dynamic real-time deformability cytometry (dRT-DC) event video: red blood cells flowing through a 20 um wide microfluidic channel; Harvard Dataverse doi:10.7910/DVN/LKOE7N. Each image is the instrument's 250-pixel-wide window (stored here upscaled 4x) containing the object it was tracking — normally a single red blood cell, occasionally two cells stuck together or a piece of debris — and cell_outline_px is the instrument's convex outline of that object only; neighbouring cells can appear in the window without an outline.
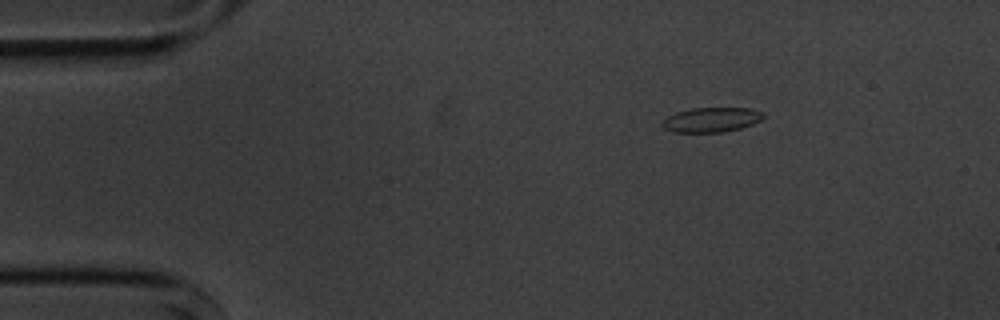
{"species": "common noctule bat (a hibernating species)", "species_latin": "Nyctalus noctula", "temperature_condition": "cold", "stored_images_in_passage": 4, "camera_frame_rate_fps": 3000, "um_per_image_px": 0.085, "animal": {"sex": "male", "body_mass_g": 20.1, "forearm_length_mm": 53.5}, "frame": {"image": 1, "passage_image": 1, "time_ms": 0.0, "image_size_px": [1000, 320], "cell_outline_px": [[764, 116], [760, 120], [752, 124], [740, 128], [724, 132], [672, 132], [664, 128], [660, 124], [668, 116], [676, 112], [692, 108], [752, 108], [764, 112]], "centroid_in_image_um": [60.47, 10.17], "position_along_channel_um": 24.5, "area_um2": 14.57}}
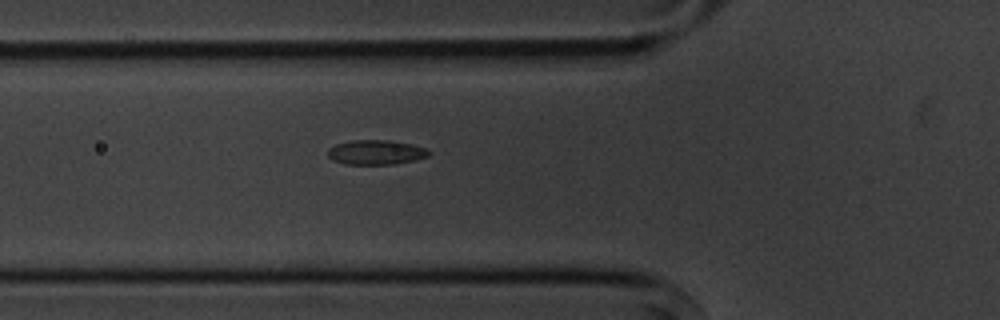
{"frame": {"image": 2, "passage_image": 4, "time_ms": 3.667, "image_size_px": [1000, 320], "cell_outline_px": [[432, 152], [428, 156], [416, 160], [392, 164], [344, 164], [332, 160], [328, 156], [328, 148], [336, 144], [352, 140], [392, 140], [412, 144], [428, 148]], "centroid_in_image_um": [31.98, 12.94], "position_along_channel_um": 93.8, "area_um2": 14.68}}